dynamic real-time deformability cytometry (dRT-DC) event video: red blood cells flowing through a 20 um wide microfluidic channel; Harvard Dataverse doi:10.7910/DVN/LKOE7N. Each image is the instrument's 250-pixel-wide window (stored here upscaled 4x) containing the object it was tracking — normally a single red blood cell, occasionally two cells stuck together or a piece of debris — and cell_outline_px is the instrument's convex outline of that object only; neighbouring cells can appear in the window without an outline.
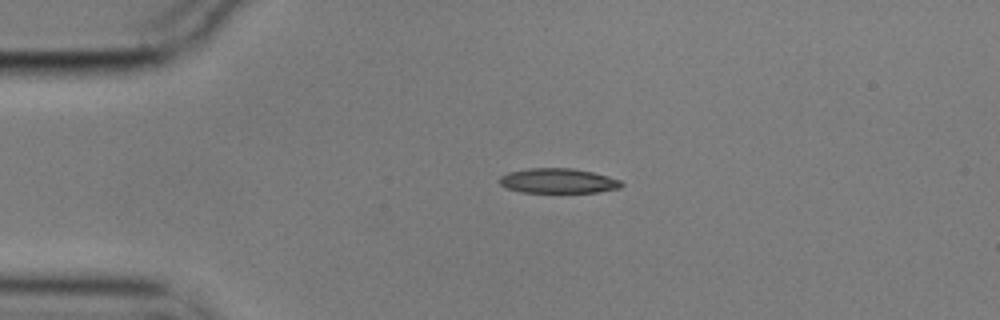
{"species": "common noctule bat (a hibernating species)", "species_latin": "Nyctalus noctula", "temperature_condition": "cold", "stored_images_in_passage": 56, "camera_frame_rate_fps": 3000, "um_per_image_px": 0.085, "animal": {"sex": "male", "body_mass_g": 17.9}, "frame": {"image": 1, "passage_image": 12, "time_ms": 3.667, "image_size_px": [1000, 320], "cell_outline_px": [[624, 184], [620, 188], [596, 192], [520, 192], [504, 188], [496, 180], [500, 176], [508, 172], [528, 168], [572, 168], [592, 172], [608, 176], [620, 180]], "centroid_in_image_um": [47.38, 15.37], "position_along_channel_um": 37.6, "area_um2": 17.8}}
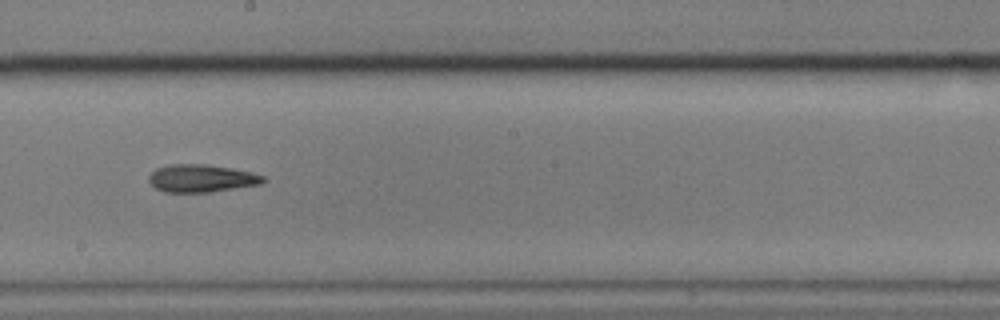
{"frame": {"image": 2, "passage_image": 31, "time_ms": 10.0, "image_size_px": [1000, 320], "cell_outline_px": [[264, 180], [260, 184], [212, 192], [164, 192], [156, 188], [148, 180], [148, 176], [156, 168], [172, 164], [208, 164], [232, 168], [252, 172], [264, 176]], "centroid_in_image_um": [17.11, 15.15], "position_along_channel_um": 231.1, "area_um2": 18.44}}
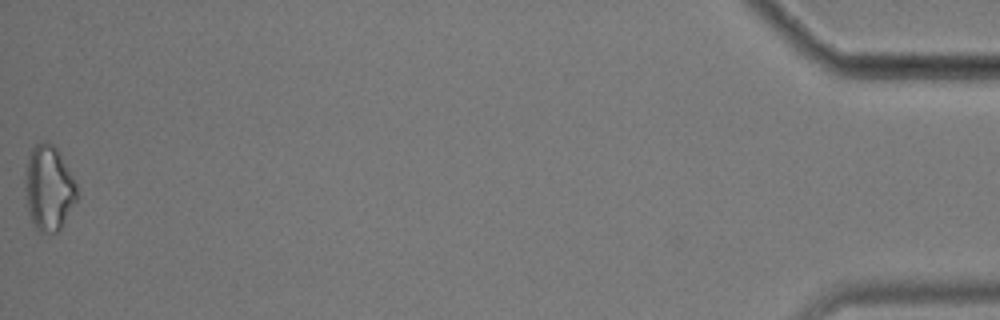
{"frame": {"image": 3, "passage_image": 56, "time_ms": 18.333, "image_size_px": [1000, 320], "cell_outline_px": [[76, 200], [60, 228], [56, 232], [40, 232], [36, 228], [28, 212], [24, 192], [24, 184], [28, 156], [32, 148], [40, 140], [48, 140], [56, 148], [72, 176], [76, 184]], "centroid_in_image_um": [4.1, 15.95], "position_along_channel_um": 431.1, "area_um2": 25.43}, "authors_computed_cell_mechanics": {"area_um2": 18.4382, "velocity_mm_per_s": 3.5444, "shape_relaxation_time_tau1_ms": 6.877, "shape_relaxation_time_tau2_ms": 8.4497, "deformation_change_tau1": 0.1616, "deformation_change_tau2": 0.2217}}